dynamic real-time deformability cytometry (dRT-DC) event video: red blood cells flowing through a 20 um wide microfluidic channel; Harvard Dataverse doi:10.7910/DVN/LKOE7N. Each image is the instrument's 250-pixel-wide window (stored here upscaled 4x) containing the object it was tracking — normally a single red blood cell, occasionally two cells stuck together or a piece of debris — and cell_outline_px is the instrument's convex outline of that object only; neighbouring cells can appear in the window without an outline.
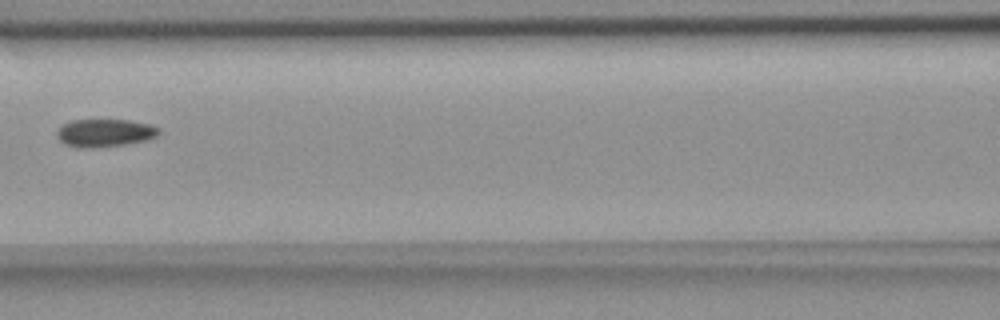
{"species": "common noctule bat (a hibernating species)", "species_latin": "Nyctalus noctula", "temperature_condition": "room temperature", "stored_images_in_passage": 8, "segment_of_instrument_passage": [2, 2], "camera_frame_rate_fps": 3000, "um_per_image_px": 0.085, "animal": {"sex": "female", "body_mass_g": 18.4}, "frame": {"image": 1, "passage_image": 7, "time_ms": 7.333, "image_size_px": [1000, 320], "cell_outline_px": [[160, 132], [156, 136], [144, 140], [124, 144], [92, 148], [80, 148], [64, 144], [56, 136], [56, 132], [64, 124], [72, 120], [128, 120], [152, 124], [160, 128]], "centroid_in_image_um": [8.9, 11.29], "position_along_channel_um": 157.7, "area_um2": 16.47}}
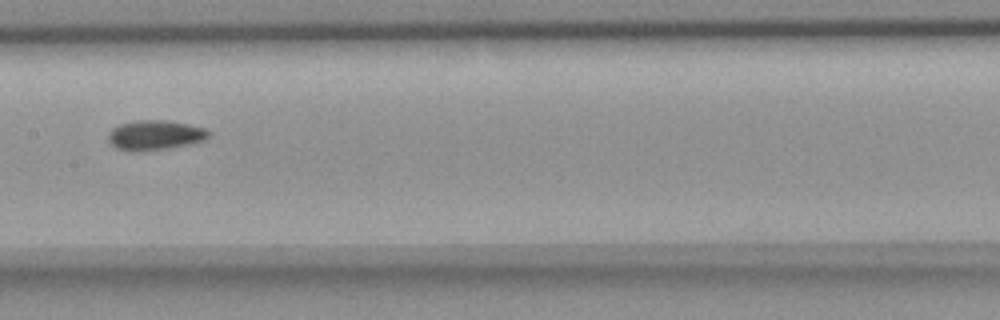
{"frame": {"image": 2, "passage_image": 8, "time_ms": 8.333, "image_size_px": [1000, 320], "cell_outline_px": [[212, 132], [208, 140], [192, 144], [168, 148], [116, 148], [108, 140], [108, 132], [112, 128], [120, 124], [136, 120], [168, 120], [188, 124], [204, 128]], "centroid_in_image_um": [13.28, 11.43], "position_along_channel_um": 194.1, "area_um2": 16.99}}